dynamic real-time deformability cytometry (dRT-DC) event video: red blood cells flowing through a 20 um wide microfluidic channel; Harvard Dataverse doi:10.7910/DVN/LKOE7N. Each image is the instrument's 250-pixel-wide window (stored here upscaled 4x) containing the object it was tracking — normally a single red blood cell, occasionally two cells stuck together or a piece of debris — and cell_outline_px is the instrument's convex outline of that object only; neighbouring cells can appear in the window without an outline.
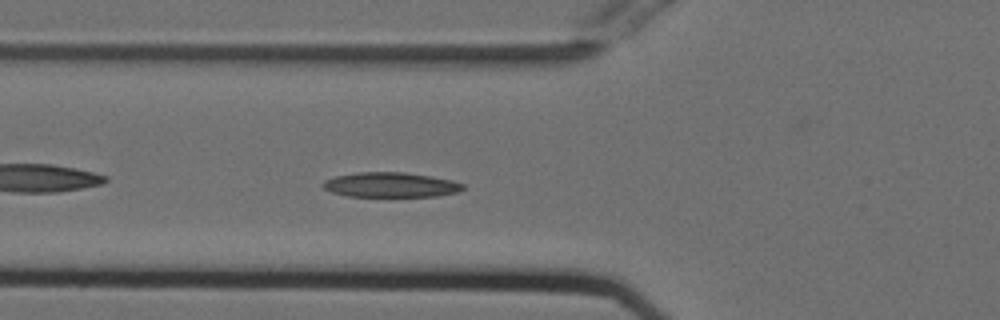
{"species": "Egyptian fruit bat (a non-hibernating species)", "species_latin": "Rousettus aegyptiacus", "temperature_condition": "cold", "stored_images_in_passage": 40, "camera_frame_rate_fps": 3000, "um_per_image_px": 0.085, "animal": {"sex": "female"}, "frame": {"image": 1, "passage_image": 5, "time_ms": 1.333, "image_size_px": [1000, 320], "cell_outline_px": [[464, 188], [456, 192], [436, 196], [348, 196], [332, 192], [324, 188], [320, 184], [324, 180], [336, 176], [356, 172], [404, 172], [432, 176], [452, 180], [464, 184]], "centroid_in_image_um": [33.18, 15.7], "position_along_channel_um": 92.6, "area_um2": 20.23}}
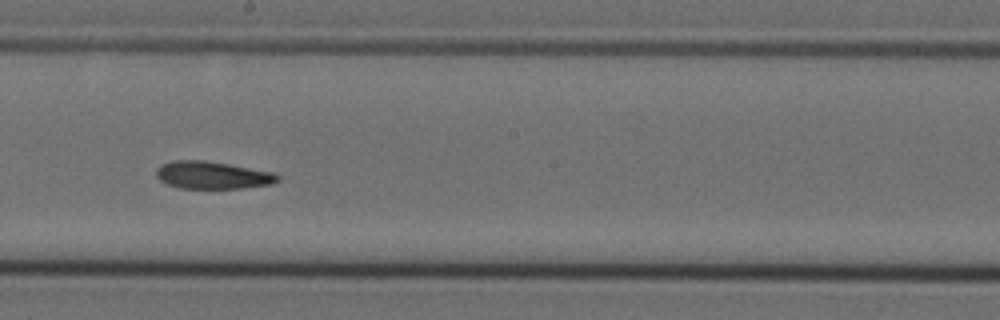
{"frame": {"image": 2, "passage_image": 16, "time_ms": 5.0, "image_size_px": [1000, 320], "cell_outline_px": [[280, 180], [272, 184], [240, 188], [180, 188], [168, 184], [160, 180], [156, 176], [156, 168], [160, 164], [172, 160], [204, 160], [276, 172], [280, 176]], "centroid_in_image_um": [18.07, 14.88], "position_along_channel_um": 230.1, "area_um2": 19.59}}
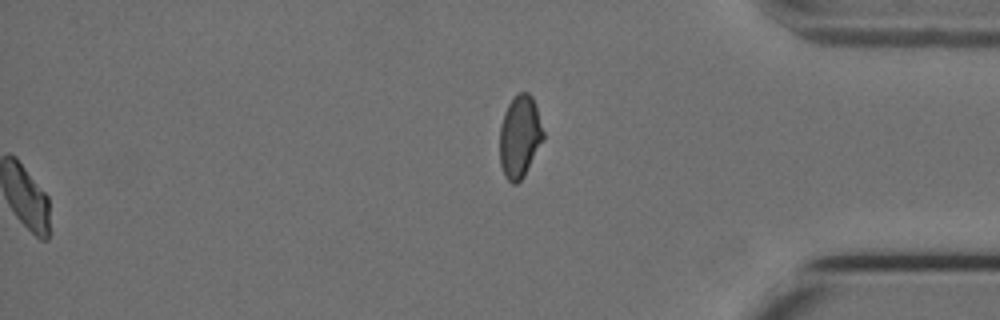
{"frame": {"image": 3, "passage_image": 40, "time_ms": 13.0, "image_size_px": [1000, 320], "cell_outline_px": [[544, 140], [524, 176], [516, 184], [512, 184], [504, 176], [500, 164], [500, 124], [504, 112], [508, 104], [520, 92], [528, 92], [532, 96], [544, 132]], "centroid_in_image_um": [44.17, 11.64], "position_along_channel_um": 391.0, "area_um2": 20.92}}